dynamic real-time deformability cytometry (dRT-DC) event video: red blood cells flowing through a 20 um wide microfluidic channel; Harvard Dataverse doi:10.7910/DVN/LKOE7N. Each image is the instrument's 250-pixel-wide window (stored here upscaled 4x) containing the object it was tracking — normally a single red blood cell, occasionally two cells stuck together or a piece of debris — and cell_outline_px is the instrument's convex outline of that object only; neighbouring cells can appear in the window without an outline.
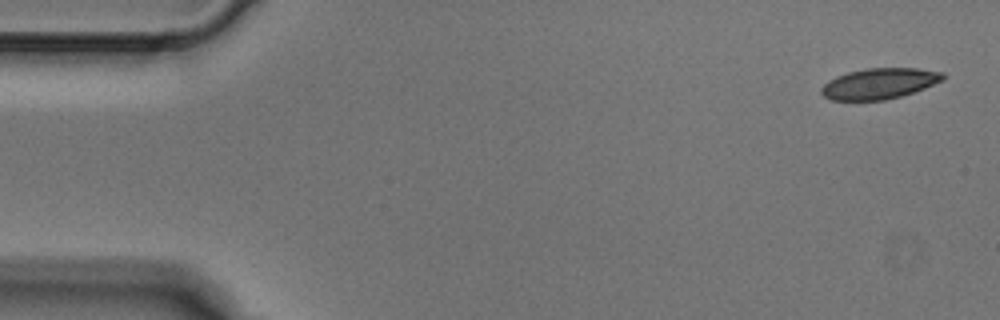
{"species": "Egyptian fruit bat (a non-hibernating species)", "species_latin": "Rousettus aegyptiacus", "temperature_condition": "cold", "stored_images_in_passage": 4, "camera_frame_rate_fps": 3000, "um_per_image_px": 0.085, "animal": {"sex": "male"}, "frame": {"image": 1, "passage_image": 1, "time_ms": 0.0, "image_size_px": [1000, 320], "cell_outline_px": [[948, 76], [944, 80], [924, 88], [900, 96], [884, 100], [832, 100], [824, 96], [820, 92], [820, 88], [828, 80], [836, 76], [848, 72], [868, 68], [916, 68], [944, 72]], "centroid_in_image_um": [74.76, 7.09], "position_along_channel_um": 10.2, "area_um2": 21.85}}
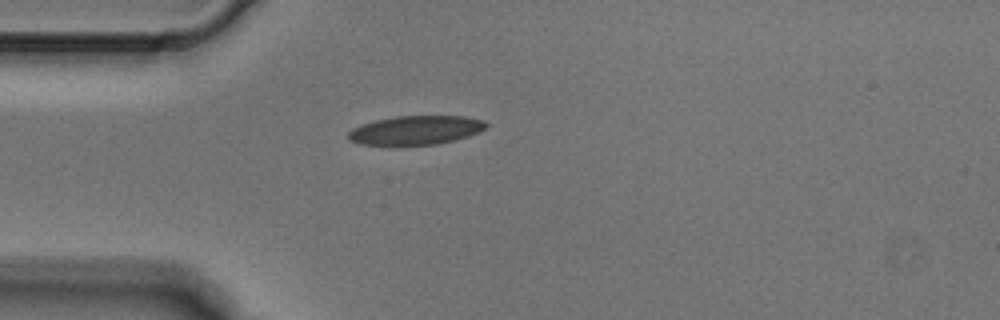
{"frame": {"image": 2, "passage_image": 4, "time_ms": 1.0, "image_size_px": [1000, 320], "cell_outline_px": [[488, 128], [480, 132], [468, 136], [436, 144], [360, 144], [348, 140], [348, 132], [352, 128], [376, 120], [396, 116], [464, 116], [484, 120], [488, 124]], "centroid_in_image_um": [35.38, 11.05], "position_along_channel_um": 49.6, "area_um2": 23.0}}